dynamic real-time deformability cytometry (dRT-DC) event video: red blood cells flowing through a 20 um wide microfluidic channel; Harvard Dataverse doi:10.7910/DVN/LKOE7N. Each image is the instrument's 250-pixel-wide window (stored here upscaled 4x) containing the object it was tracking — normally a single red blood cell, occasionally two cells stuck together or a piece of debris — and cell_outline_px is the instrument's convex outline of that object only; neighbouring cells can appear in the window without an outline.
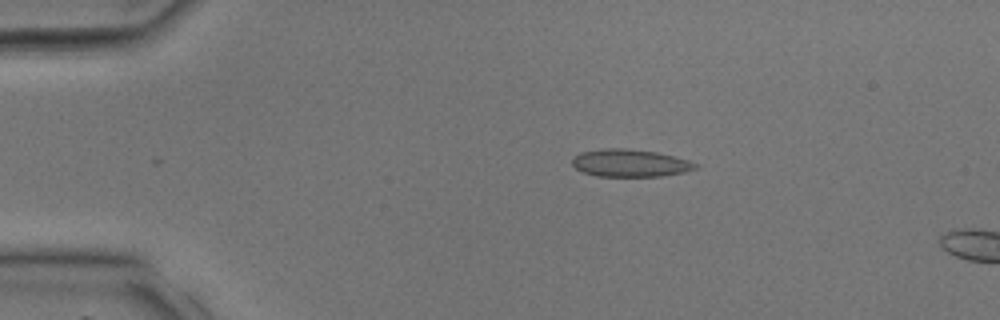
{"species": "common noctule bat (a hibernating species)", "species_latin": "Nyctalus noctula", "temperature_condition": "room temperature", "stored_images_in_passage": 4, "camera_frame_rate_fps": 3000, "um_per_image_px": 0.085, "animal": {"sex": "male", "body_mass_g": 17.9, "forearm_length_mm": 54.2}, "frame": {"image": 1, "passage_image": 1, "time_ms": 0.0, "image_size_px": [1000, 320], "cell_outline_px": [[700, 164], [696, 168], [684, 172], [660, 176], [596, 176], [584, 172], [576, 168], [572, 164], [572, 160], [580, 152], [600, 148], [624, 148], [656, 152], [688, 160]], "centroid_in_image_um": [53.55, 13.85], "position_along_channel_um": 31.5, "area_um2": 19.65}}